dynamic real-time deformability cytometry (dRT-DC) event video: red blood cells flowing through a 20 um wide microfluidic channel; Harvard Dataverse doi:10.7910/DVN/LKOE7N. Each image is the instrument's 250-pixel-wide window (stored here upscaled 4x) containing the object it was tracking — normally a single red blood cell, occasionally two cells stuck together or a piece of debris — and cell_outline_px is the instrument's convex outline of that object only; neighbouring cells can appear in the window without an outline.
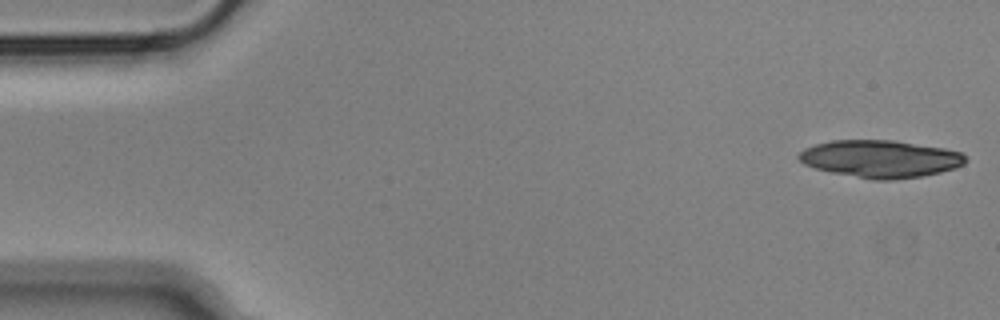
{"species": "Egyptian fruit bat (a non-hibernating species)", "species_latin": "Rousettus aegyptiacus", "temperature_condition": "cold", "stored_images_in_passage": 18, "camera_frame_rate_fps": 3000, "um_per_image_px": 0.085, "animal": {"sex": "male"}, "frame": {"image": 1, "passage_image": 1, "time_ms": 0.0, "image_size_px": [1000, 320], "cell_outline_px": [[968, 160], [964, 164], [956, 168], [940, 172], [920, 176], [892, 180], [872, 180], [832, 172], [816, 168], [804, 164], [796, 156], [804, 148], [816, 144], [832, 140], [896, 140], [944, 148], [960, 152]], "centroid_in_image_um": [74.84, 13.49], "position_along_channel_um": 10.2, "area_um2": 36.36}}